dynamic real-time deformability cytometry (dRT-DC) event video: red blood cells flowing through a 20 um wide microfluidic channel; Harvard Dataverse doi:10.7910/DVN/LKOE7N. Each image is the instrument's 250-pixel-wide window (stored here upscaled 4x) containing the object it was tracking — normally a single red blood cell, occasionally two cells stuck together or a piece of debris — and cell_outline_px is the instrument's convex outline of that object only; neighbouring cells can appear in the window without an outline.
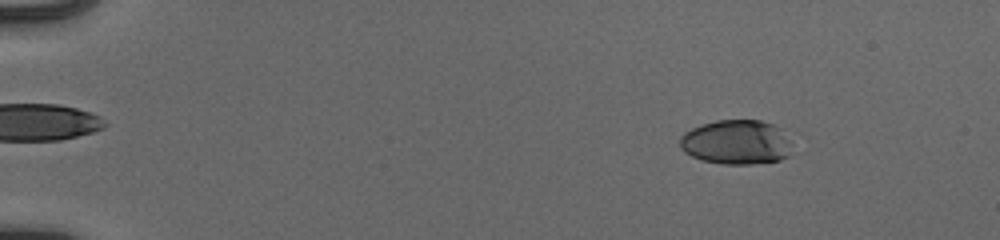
{"species": "human", "species_latin": "Homo sapiens", "temperature_condition": "cold", "stored_images_in_passage": 55, "camera_frame_rate_fps": 3000, "um_per_image_px": 0.085, "donor": {"sex": "male"}, "frame": {"image": 1, "passage_image": 8, "time_ms": 2.333, "image_size_px": [1000, 240], "cell_outline_px": [[792, 144], [788, 156], [780, 160], [752, 164], [724, 164], [700, 160], [684, 152], [680, 148], [680, 136], [684, 132], [700, 124], [716, 120], [760, 120], [772, 124], [792, 136]], "centroid_in_image_um": [62.61, 12.08], "position_along_channel_um": 22.4, "area_um2": 29.59}}
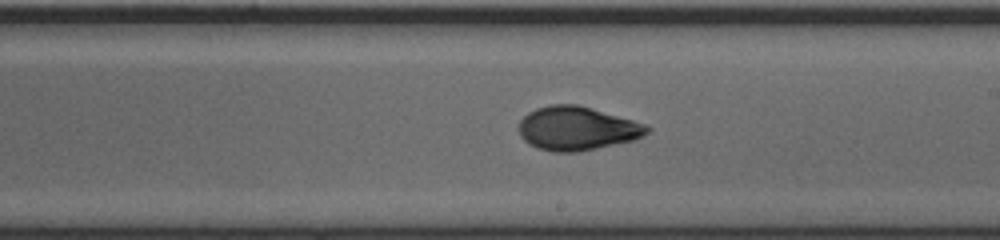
{"frame": {"image": 2, "passage_image": 34, "time_ms": 11.0, "image_size_px": [1000, 240], "cell_outline_px": [[652, 128], [648, 132], [636, 140], [580, 152], [552, 152], [536, 148], [528, 144], [520, 136], [520, 120], [528, 112], [536, 108], [552, 104], [576, 104], [632, 120], [644, 124]], "centroid_in_image_um": [49.03, 10.94], "position_along_channel_um": 240.0, "area_um2": 32.71}}
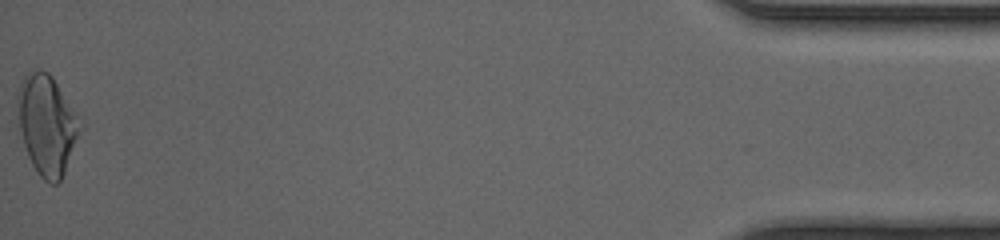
{"frame": {"image": 3, "passage_image": 55, "time_ms": 18.0, "image_size_px": [1000, 240], "cell_outline_px": [[84, 120], [64, 172], [60, 180], [56, 184], [48, 184], [36, 172], [28, 156], [24, 144], [20, 128], [16, 108], [16, 100], [20, 80], [32, 68], [40, 68], [48, 72], [52, 76]], "centroid_in_image_um": [3.99, 10.53], "position_along_channel_um": 431.2, "area_um2": 36.88}, "authors_computed_cell_mechanics": {"area_um2": 31.4432, "velocity_mm_per_s": 3.9506, "shape_relaxation_time_tau1_ms": 5.9209, "shape_relaxation_time_tau2_ms": 1.3331, "deformation_change_tau1": 0.1853, "deformation_change_tau2": 0.0598}}